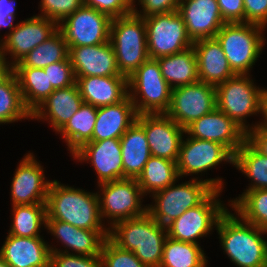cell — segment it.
<instances>
[{
    "label": "cell",
    "instance_id": "1",
    "mask_svg": "<svg viewBox=\"0 0 267 267\" xmlns=\"http://www.w3.org/2000/svg\"><path fill=\"white\" fill-rule=\"evenodd\" d=\"M238 217L226 210L217 222L224 252L238 267H267V231Z\"/></svg>",
    "mask_w": 267,
    "mask_h": 267
},
{
    "label": "cell",
    "instance_id": "2",
    "mask_svg": "<svg viewBox=\"0 0 267 267\" xmlns=\"http://www.w3.org/2000/svg\"><path fill=\"white\" fill-rule=\"evenodd\" d=\"M167 237L166 227L148 213L114 223L108 236L118 247L133 252L147 267L160 266Z\"/></svg>",
    "mask_w": 267,
    "mask_h": 267
},
{
    "label": "cell",
    "instance_id": "3",
    "mask_svg": "<svg viewBox=\"0 0 267 267\" xmlns=\"http://www.w3.org/2000/svg\"><path fill=\"white\" fill-rule=\"evenodd\" d=\"M46 213V219L64 221L77 228L109 230L102 222L97 192H85L60 184L57 180L51 181L46 199Z\"/></svg>",
    "mask_w": 267,
    "mask_h": 267
},
{
    "label": "cell",
    "instance_id": "4",
    "mask_svg": "<svg viewBox=\"0 0 267 267\" xmlns=\"http://www.w3.org/2000/svg\"><path fill=\"white\" fill-rule=\"evenodd\" d=\"M175 183L154 192L155 204L147 206V213L165 227L186 210L199 205L214 189L222 191L224 185L222 178H192L180 185Z\"/></svg>",
    "mask_w": 267,
    "mask_h": 267
},
{
    "label": "cell",
    "instance_id": "5",
    "mask_svg": "<svg viewBox=\"0 0 267 267\" xmlns=\"http://www.w3.org/2000/svg\"><path fill=\"white\" fill-rule=\"evenodd\" d=\"M110 42L118 70L127 78L149 59L144 18L134 13L112 18Z\"/></svg>",
    "mask_w": 267,
    "mask_h": 267
},
{
    "label": "cell",
    "instance_id": "6",
    "mask_svg": "<svg viewBox=\"0 0 267 267\" xmlns=\"http://www.w3.org/2000/svg\"><path fill=\"white\" fill-rule=\"evenodd\" d=\"M264 29L263 26L246 22L225 23L216 34L215 38L236 75H248L259 58L265 45Z\"/></svg>",
    "mask_w": 267,
    "mask_h": 267
},
{
    "label": "cell",
    "instance_id": "7",
    "mask_svg": "<svg viewBox=\"0 0 267 267\" xmlns=\"http://www.w3.org/2000/svg\"><path fill=\"white\" fill-rule=\"evenodd\" d=\"M128 88V96L131 98L138 115L166 113L168 111L172 88L163 78L156 59L146 60L128 78Z\"/></svg>",
    "mask_w": 267,
    "mask_h": 267
},
{
    "label": "cell",
    "instance_id": "8",
    "mask_svg": "<svg viewBox=\"0 0 267 267\" xmlns=\"http://www.w3.org/2000/svg\"><path fill=\"white\" fill-rule=\"evenodd\" d=\"M250 75H235L216 86L217 108L248 132L253 127L246 125L245 117L261 112L264 91L255 86Z\"/></svg>",
    "mask_w": 267,
    "mask_h": 267
},
{
    "label": "cell",
    "instance_id": "9",
    "mask_svg": "<svg viewBox=\"0 0 267 267\" xmlns=\"http://www.w3.org/2000/svg\"><path fill=\"white\" fill-rule=\"evenodd\" d=\"M144 22L148 55L151 59L176 54L194 44L178 10L145 17Z\"/></svg>",
    "mask_w": 267,
    "mask_h": 267
},
{
    "label": "cell",
    "instance_id": "10",
    "mask_svg": "<svg viewBox=\"0 0 267 267\" xmlns=\"http://www.w3.org/2000/svg\"><path fill=\"white\" fill-rule=\"evenodd\" d=\"M221 190H213L199 205L186 210L166 226L168 237L182 242L198 244V238L206 236L217 225L227 210L217 198Z\"/></svg>",
    "mask_w": 267,
    "mask_h": 267
},
{
    "label": "cell",
    "instance_id": "11",
    "mask_svg": "<svg viewBox=\"0 0 267 267\" xmlns=\"http://www.w3.org/2000/svg\"><path fill=\"white\" fill-rule=\"evenodd\" d=\"M102 193L98 192L101 218H109L110 226L114 223L143 216L147 205L142 207V190L136 179H120L99 184ZM102 197H101V196Z\"/></svg>",
    "mask_w": 267,
    "mask_h": 267
},
{
    "label": "cell",
    "instance_id": "12",
    "mask_svg": "<svg viewBox=\"0 0 267 267\" xmlns=\"http://www.w3.org/2000/svg\"><path fill=\"white\" fill-rule=\"evenodd\" d=\"M112 18L83 5L58 24L68 47L93 46L110 41Z\"/></svg>",
    "mask_w": 267,
    "mask_h": 267
},
{
    "label": "cell",
    "instance_id": "13",
    "mask_svg": "<svg viewBox=\"0 0 267 267\" xmlns=\"http://www.w3.org/2000/svg\"><path fill=\"white\" fill-rule=\"evenodd\" d=\"M216 107V87L197 81L172 89L171 103L166 114L185 129Z\"/></svg>",
    "mask_w": 267,
    "mask_h": 267
},
{
    "label": "cell",
    "instance_id": "14",
    "mask_svg": "<svg viewBox=\"0 0 267 267\" xmlns=\"http://www.w3.org/2000/svg\"><path fill=\"white\" fill-rule=\"evenodd\" d=\"M58 31V23L43 16H33L19 24L0 41L3 58L10 54L15 66L35 47L48 40Z\"/></svg>",
    "mask_w": 267,
    "mask_h": 267
},
{
    "label": "cell",
    "instance_id": "15",
    "mask_svg": "<svg viewBox=\"0 0 267 267\" xmlns=\"http://www.w3.org/2000/svg\"><path fill=\"white\" fill-rule=\"evenodd\" d=\"M191 138L224 145L233 155L245 143L247 132L217 107L185 128Z\"/></svg>",
    "mask_w": 267,
    "mask_h": 267
},
{
    "label": "cell",
    "instance_id": "16",
    "mask_svg": "<svg viewBox=\"0 0 267 267\" xmlns=\"http://www.w3.org/2000/svg\"><path fill=\"white\" fill-rule=\"evenodd\" d=\"M136 121L145 130L151 156L177 162L185 129L166 113L139 114Z\"/></svg>",
    "mask_w": 267,
    "mask_h": 267
},
{
    "label": "cell",
    "instance_id": "17",
    "mask_svg": "<svg viewBox=\"0 0 267 267\" xmlns=\"http://www.w3.org/2000/svg\"><path fill=\"white\" fill-rule=\"evenodd\" d=\"M222 161L232 165L234 161V155L224 145L188 136L181 141L176 165L179 177H183L205 172Z\"/></svg>",
    "mask_w": 267,
    "mask_h": 267
},
{
    "label": "cell",
    "instance_id": "18",
    "mask_svg": "<svg viewBox=\"0 0 267 267\" xmlns=\"http://www.w3.org/2000/svg\"><path fill=\"white\" fill-rule=\"evenodd\" d=\"M43 173V167L32 153L21 160L11 183L12 206L46 204L51 181H46Z\"/></svg>",
    "mask_w": 267,
    "mask_h": 267
},
{
    "label": "cell",
    "instance_id": "19",
    "mask_svg": "<svg viewBox=\"0 0 267 267\" xmlns=\"http://www.w3.org/2000/svg\"><path fill=\"white\" fill-rule=\"evenodd\" d=\"M72 156L80 162H91L98 184L124 179L120 139L87 142Z\"/></svg>",
    "mask_w": 267,
    "mask_h": 267
},
{
    "label": "cell",
    "instance_id": "20",
    "mask_svg": "<svg viewBox=\"0 0 267 267\" xmlns=\"http://www.w3.org/2000/svg\"><path fill=\"white\" fill-rule=\"evenodd\" d=\"M178 12L193 42L215 38L226 23L220 14L217 0H181Z\"/></svg>",
    "mask_w": 267,
    "mask_h": 267
},
{
    "label": "cell",
    "instance_id": "21",
    "mask_svg": "<svg viewBox=\"0 0 267 267\" xmlns=\"http://www.w3.org/2000/svg\"><path fill=\"white\" fill-rule=\"evenodd\" d=\"M75 77L121 75L110 41L93 46L68 47Z\"/></svg>",
    "mask_w": 267,
    "mask_h": 267
},
{
    "label": "cell",
    "instance_id": "22",
    "mask_svg": "<svg viewBox=\"0 0 267 267\" xmlns=\"http://www.w3.org/2000/svg\"><path fill=\"white\" fill-rule=\"evenodd\" d=\"M46 228L67 247L64 251L49 247L50 252L69 253L67 249H70L78 255L100 256L102 245L109 236V230H85L53 219H46Z\"/></svg>",
    "mask_w": 267,
    "mask_h": 267
},
{
    "label": "cell",
    "instance_id": "23",
    "mask_svg": "<svg viewBox=\"0 0 267 267\" xmlns=\"http://www.w3.org/2000/svg\"><path fill=\"white\" fill-rule=\"evenodd\" d=\"M0 255L9 267H50V246L41 237L9 235Z\"/></svg>",
    "mask_w": 267,
    "mask_h": 267
},
{
    "label": "cell",
    "instance_id": "24",
    "mask_svg": "<svg viewBox=\"0 0 267 267\" xmlns=\"http://www.w3.org/2000/svg\"><path fill=\"white\" fill-rule=\"evenodd\" d=\"M75 78L83 102L94 107L114 105L128 96V78L125 76Z\"/></svg>",
    "mask_w": 267,
    "mask_h": 267
},
{
    "label": "cell",
    "instance_id": "25",
    "mask_svg": "<svg viewBox=\"0 0 267 267\" xmlns=\"http://www.w3.org/2000/svg\"><path fill=\"white\" fill-rule=\"evenodd\" d=\"M83 103L77 84L66 88L55 89L31 113V118L44 119L51 122L52 128L59 132L68 120L79 110ZM47 110V111H46Z\"/></svg>",
    "mask_w": 267,
    "mask_h": 267
},
{
    "label": "cell",
    "instance_id": "26",
    "mask_svg": "<svg viewBox=\"0 0 267 267\" xmlns=\"http://www.w3.org/2000/svg\"><path fill=\"white\" fill-rule=\"evenodd\" d=\"M193 48L197 57L199 81L216 87L236 75L216 38L197 40Z\"/></svg>",
    "mask_w": 267,
    "mask_h": 267
},
{
    "label": "cell",
    "instance_id": "27",
    "mask_svg": "<svg viewBox=\"0 0 267 267\" xmlns=\"http://www.w3.org/2000/svg\"><path fill=\"white\" fill-rule=\"evenodd\" d=\"M137 112L129 96L120 103L97 108L92 141L120 139L136 121Z\"/></svg>",
    "mask_w": 267,
    "mask_h": 267
},
{
    "label": "cell",
    "instance_id": "28",
    "mask_svg": "<svg viewBox=\"0 0 267 267\" xmlns=\"http://www.w3.org/2000/svg\"><path fill=\"white\" fill-rule=\"evenodd\" d=\"M120 144L124 179H137L151 157L144 128L135 121L121 136Z\"/></svg>",
    "mask_w": 267,
    "mask_h": 267
},
{
    "label": "cell",
    "instance_id": "29",
    "mask_svg": "<svg viewBox=\"0 0 267 267\" xmlns=\"http://www.w3.org/2000/svg\"><path fill=\"white\" fill-rule=\"evenodd\" d=\"M156 60L163 78L172 89L199 81L197 57L193 46Z\"/></svg>",
    "mask_w": 267,
    "mask_h": 267
},
{
    "label": "cell",
    "instance_id": "30",
    "mask_svg": "<svg viewBox=\"0 0 267 267\" xmlns=\"http://www.w3.org/2000/svg\"><path fill=\"white\" fill-rule=\"evenodd\" d=\"M25 107L32 113L55 90L43 68L13 67Z\"/></svg>",
    "mask_w": 267,
    "mask_h": 267
},
{
    "label": "cell",
    "instance_id": "31",
    "mask_svg": "<svg viewBox=\"0 0 267 267\" xmlns=\"http://www.w3.org/2000/svg\"><path fill=\"white\" fill-rule=\"evenodd\" d=\"M96 117L97 107L83 102L79 110L58 132V134H62V138L67 143L68 150L72 155L85 143L92 142Z\"/></svg>",
    "mask_w": 267,
    "mask_h": 267
},
{
    "label": "cell",
    "instance_id": "32",
    "mask_svg": "<svg viewBox=\"0 0 267 267\" xmlns=\"http://www.w3.org/2000/svg\"><path fill=\"white\" fill-rule=\"evenodd\" d=\"M178 179L175 161L151 156L136 180L143 194L147 195L165 189Z\"/></svg>",
    "mask_w": 267,
    "mask_h": 267
},
{
    "label": "cell",
    "instance_id": "33",
    "mask_svg": "<svg viewBox=\"0 0 267 267\" xmlns=\"http://www.w3.org/2000/svg\"><path fill=\"white\" fill-rule=\"evenodd\" d=\"M233 165L253 183L245 191L267 189V156L258 152L247 140L234 154Z\"/></svg>",
    "mask_w": 267,
    "mask_h": 267
},
{
    "label": "cell",
    "instance_id": "34",
    "mask_svg": "<svg viewBox=\"0 0 267 267\" xmlns=\"http://www.w3.org/2000/svg\"><path fill=\"white\" fill-rule=\"evenodd\" d=\"M207 259L199 244L167 237L159 267H206Z\"/></svg>",
    "mask_w": 267,
    "mask_h": 267
},
{
    "label": "cell",
    "instance_id": "35",
    "mask_svg": "<svg viewBox=\"0 0 267 267\" xmlns=\"http://www.w3.org/2000/svg\"><path fill=\"white\" fill-rule=\"evenodd\" d=\"M13 221L9 235L18 237H41L40 228L46 226V204L13 205Z\"/></svg>",
    "mask_w": 267,
    "mask_h": 267
},
{
    "label": "cell",
    "instance_id": "36",
    "mask_svg": "<svg viewBox=\"0 0 267 267\" xmlns=\"http://www.w3.org/2000/svg\"><path fill=\"white\" fill-rule=\"evenodd\" d=\"M69 49L62 33L58 30L52 37L35 47L13 67L45 68L65 60Z\"/></svg>",
    "mask_w": 267,
    "mask_h": 267
},
{
    "label": "cell",
    "instance_id": "37",
    "mask_svg": "<svg viewBox=\"0 0 267 267\" xmlns=\"http://www.w3.org/2000/svg\"><path fill=\"white\" fill-rule=\"evenodd\" d=\"M230 202L238 216L267 231V189L245 191Z\"/></svg>",
    "mask_w": 267,
    "mask_h": 267
},
{
    "label": "cell",
    "instance_id": "38",
    "mask_svg": "<svg viewBox=\"0 0 267 267\" xmlns=\"http://www.w3.org/2000/svg\"><path fill=\"white\" fill-rule=\"evenodd\" d=\"M31 118V112L25 107L19 83L13 73L0 85V124L12 123Z\"/></svg>",
    "mask_w": 267,
    "mask_h": 267
},
{
    "label": "cell",
    "instance_id": "39",
    "mask_svg": "<svg viewBox=\"0 0 267 267\" xmlns=\"http://www.w3.org/2000/svg\"><path fill=\"white\" fill-rule=\"evenodd\" d=\"M102 267H147L136 255L118 247L109 238H106L100 253Z\"/></svg>",
    "mask_w": 267,
    "mask_h": 267
},
{
    "label": "cell",
    "instance_id": "40",
    "mask_svg": "<svg viewBox=\"0 0 267 267\" xmlns=\"http://www.w3.org/2000/svg\"><path fill=\"white\" fill-rule=\"evenodd\" d=\"M41 14L58 24L84 5V0H41Z\"/></svg>",
    "mask_w": 267,
    "mask_h": 267
},
{
    "label": "cell",
    "instance_id": "41",
    "mask_svg": "<svg viewBox=\"0 0 267 267\" xmlns=\"http://www.w3.org/2000/svg\"><path fill=\"white\" fill-rule=\"evenodd\" d=\"M43 69L54 89L66 88L76 83L69 56L65 60L52 63Z\"/></svg>",
    "mask_w": 267,
    "mask_h": 267
},
{
    "label": "cell",
    "instance_id": "42",
    "mask_svg": "<svg viewBox=\"0 0 267 267\" xmlns=\"http://www.w3.org/2000/svg\"><path fill=\"white\" fill-rule=\"evenodd\" d=\"M50 267H102L100 256L51 252Z\"/></svg>",
    "mask_w": 267,
    "mask_h": 267
},
{
    "label": "cell",
    "instance_id": "43",
    "mask_svg": "<svg viewBox=\"0 0 267 267\" xmlns=\"http://www.w3.org/2000/svg\"><path fill=\"white\" fill-rule=\"evenodd\" d=\"M135 0H84V5L109 15L111 18L133 13Z\"/></svg>",
    "mask_w": 267,
    "mask_h": 267
},
{
    "label": "cell",
    "instance_id": "44",
    "mask_svg": "<svg viewBox=\"0 0 267 267\" xmlns=\"http://www.w3.org/2000/svg\"><path fill=\"white\" fill-rule=\"evenodd\" d=\"M142 6V12L134 7L133 13L139 17H148L155 14H165L178 10L179 0H138Z\"/></svg>",
    "mask_w": 267,
    "mask_h": 267
},
{
    "label": "cell",
    "instance_id": "45",
    "mask_svg": "<svg viewBox=\"0 0 267 267\" xmlns=\"http://www.w3.org/2000/svg\"><path fill=\"white\" fill-rule=\"evenodd\" d=\"M245 22L267 26V0H243Z\"/></svg>",
    "mask_w": 267,
    "mask_h": 267
},
{
    "label": "cell",
    "instance_id": "46",
    "mask_svg": "<svg viewBox=\"0 0 267 267\" xmlns=\"http://www.w3.org/2000/svg\"><path fill=\"white\" fill-rule=\"evenodd\" d=\"M220 14L226 23L245 22L243 0H217Z\"/></svg>",
    "mask_w": 267,
    "mask_h": 267
},
{
    "label": "cell",
    "instance_id": "47",
    "mask_svg": "<svg viewBox=\"0 0 267 267\" xmlns=\"http://www.w3.org/2000/svg\"><path fill=\"white\" fill-rule=\"evenodd\" d=\"M247 132L246 140L261 154L267 156V129L258 125Z\"/></svg>",
    "mask_w": 267,
    "mask_h": 267
},
{
    "label": "cell",
    "instance_id": "48",
    "mask_svg": "<svg viewBox=\"0 0 267 267\" xmlns=\"http://www.w3.org/2000/svg\"><path fill=\"white\" fill-rule=\"evenodd\" d=\"M16 0H0V29L8 27L11 32L16 26H13L15 20Z\"/></svg>",
    "mask_w": 267,
    "mask_h": 267
},
{
    "label": "cell",
    "instance_id": "49",
    "mask_svg": "<svg viewBox=\"0 0 267 267\" xmlns=\"http://www.w3.org/2000/svg\"><path fill=\"white\" fill-rule=\"evenodd\" d=\"M6 59L0 54V85L13 74V66L9 62L7 63Z\"/></svg>",
    "mask_w": 267,
    "mask_h": 267
},
{
    "label": "cell",
    "instance_id": "50",
    "mask_svg": "<svg viewBox=\"0 0 267 267\" xmlns=\"http://www.w3.org/2000/svg\"><path fill=\"white\" fill-rule=\"evenodd\" d=\"M262 116L264 115L263 118H265L260 124H256L262 128L267 129V90L264 89L262 98H261V112Z\"/></svg>",
    "mask_w": 267,
    "mask_h": 267
},
{
    "label": "cell",
    "instance_id": "51",
    "mask_svg": "<svg viewBox=\"0 0 267 267\" xmlns=\"http://www.w3.org/2000/svg\"><path fill=\"white\" fill-rule=\"evenodd\" d=\"M0 267H9V265L5 262V260L0 255Z\"/></svg>",
    "mask_w": 267,
    "mask_h": 267
}]
</instances>
